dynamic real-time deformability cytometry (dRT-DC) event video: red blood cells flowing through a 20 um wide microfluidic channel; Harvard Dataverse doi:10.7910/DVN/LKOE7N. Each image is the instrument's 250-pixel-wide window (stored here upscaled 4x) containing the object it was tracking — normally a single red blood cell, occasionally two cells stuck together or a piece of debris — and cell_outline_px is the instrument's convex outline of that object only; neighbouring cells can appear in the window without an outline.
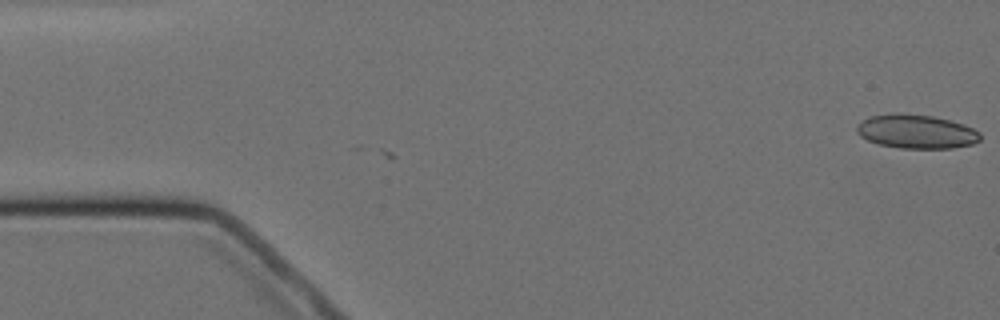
{"species": "Egyptian fruit bat (a non-hibernating species)", "species_latin": "Rousettus aegyptiacus", "temperature_condition": "cold", "stored_images_in_passage": 2, "camera_frame_rate_fps": 3000, "um_per_image_px": 0.085, "animal": {"sex": "female"}, "frame": {"image": 1, "passage_image": 2, "time_ms": 1.333, "image_size_px": [1000, 320], "cell_outline_px": [[980, 140], [972, 144], [952, 148], [900, 148], [880, 144], [868, 140], [860, 136], [856, 132], [856, 124], [868, 116], [896, 112], [932, 116], [964, 124], [980, 132]], "centroid_in_image_um": [77.85, 11.17], "position_along_channel_um": 7.2, "area_um2": 24.51}}